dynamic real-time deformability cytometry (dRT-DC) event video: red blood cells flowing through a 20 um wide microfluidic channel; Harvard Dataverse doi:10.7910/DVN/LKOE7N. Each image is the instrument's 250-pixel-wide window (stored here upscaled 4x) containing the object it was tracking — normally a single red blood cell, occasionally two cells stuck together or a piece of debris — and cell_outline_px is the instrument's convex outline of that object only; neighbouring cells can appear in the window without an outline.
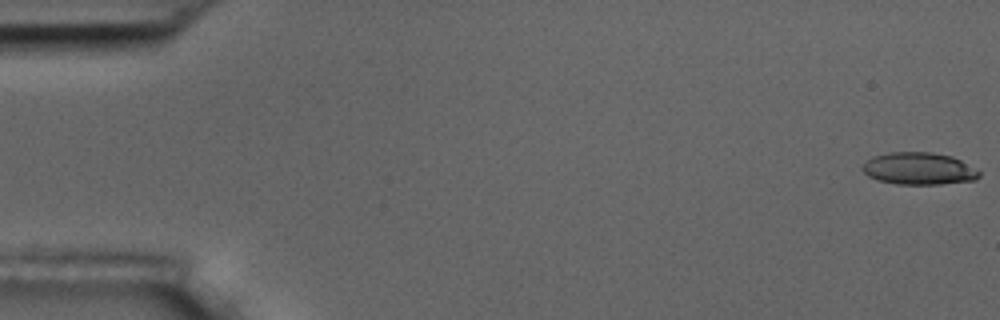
{"species": "common noctule bat (a hibernating species)", "species_latin": "Nyctalus noctula", "temperature_condition": "room temperature", "stored_images_in_passage": 5, "camera_frame_rate_fps": 3000, "um_per_image_px": 0.085, "animal": {"sex": "male", "body_mass_g": 17.5, "forearm_length_mm": 52.3}, "frame": {"image": 1, "passage_image": 1, "time_ms": 0.0, "image_size_px": [1000, 320], "cell_outline_px": [[980, 176], [976, 180], [940, 184], [896, 184], [876, 180], [868, 176], [860, 168], [864, 160], [872, 156], [888, 152], [932, 152], [952, 156], [960, 160], [980, 172]], "centroid_in_image_um": [78.04, 14.33], "position_along_channel_um": 7.0, "area_um2": 22.14}}
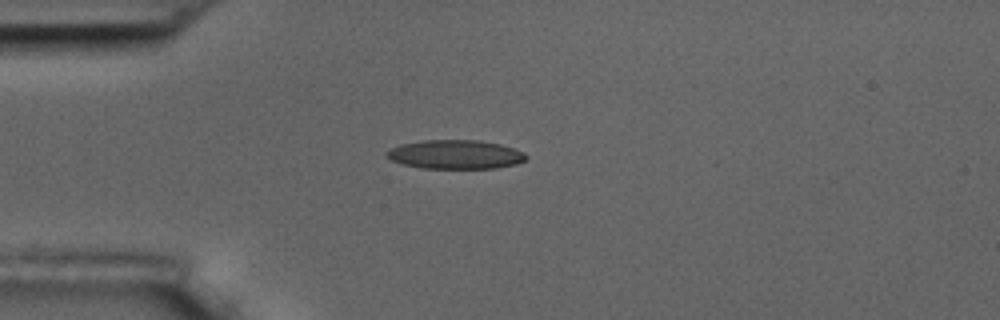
{"frame": {"image": 2, "passage_image": 5, "time_ms": 4.667, "image_size_px": [1000, 320], "cell_outline_px": [[528, 156], [524, 160], [516, 164], [496, 168], [424, 168], [404, 164], [392, 160], [384, 156], [384, 152], [388, 148], [400, 144], [424, 140], [480, 140], [500, 144], [524, 152]], "centroid_in_image_um": [38.67, 13.12], "position_along_channel_um": 46.3, "area_um2": 23.58}}